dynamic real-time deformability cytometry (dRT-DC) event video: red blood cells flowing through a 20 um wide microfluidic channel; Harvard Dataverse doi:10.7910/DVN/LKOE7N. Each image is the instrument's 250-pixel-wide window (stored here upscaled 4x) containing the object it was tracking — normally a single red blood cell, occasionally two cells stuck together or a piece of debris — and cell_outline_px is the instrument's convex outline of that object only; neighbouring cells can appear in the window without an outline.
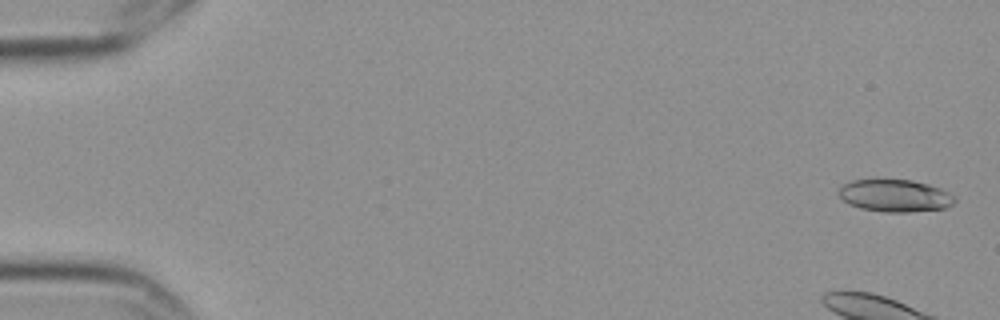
{"species": "Egyptian fruit bat (a non-hibernating species)", "species_latin": "Rousettus aegyptiacus", "temperature_condition": "cold", "stored_images_in_passage": 7, "camera_frame_rate_fps": 3000, "um_per_image_px": 0.085, "frame": {"image": 1, "passage_image": 1, "time_ms": 0.0, "image_size_px": [1000, 320], "cell_outline_px": [[956, 200], [952, 204], [944, 208], [908, 212], [884, 212], [860, 208], [848, 204], [840, 196], [840, 184], [852, 180], [912, 180], [928, 184], [940, 188], [956, 196]], "centroid_in_image_um": [76.07, 16.63], "position_along_channel_um": 8.9, "area_um2": 21.79}}